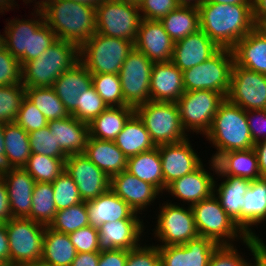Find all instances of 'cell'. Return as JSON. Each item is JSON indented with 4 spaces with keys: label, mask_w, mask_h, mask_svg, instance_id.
Wrapping results in <instances>:
<instances>
[{
    "label": "cell",
    "mask_w": 266,
    "mask_h": 266,
    "mask_svg": "<svg viewBox=\"0 0 266 266\" xmlns=\"http://www.w3.org/2000/svg\"><path fill=\"white\" fill-rule=\"evenodd\" d=\"M126 266H161V257L157 245L141 244L128 251Z\"/></svg>",
    "instance_id": "obj_52"
},
{
    "label": "cell",
    "mask_w": 266,
    "mask_h": 266,
    "mask_svg": "<svg viewBox=\"0 0 266 266\" xmlns=\"http://www.w3.org/2000/svg\"><path fill=\"white\" fill-rule=\"evenodd\" d=\"M138 7L142 19L160 21L178 5L176 0H143Z\"/></svg>",
    "instance_id": "obj_55"
},
{
    "label": "cell",
    "mask_w": 266,
    "mask_h": 266,
    "mask_svg": "<svg viewBox=\"0 0 266 266\" xmlns=\"http://www.w3.org/2000/svg\"><path fill=\"white\" fill-rule=\"evenodd\" d=\"M209 163V170L215 172L216 176H234L251 181L261 178L253 148L225 152L215 161L209 160Z\"/></svg>",
    "instance_id": "obj_27"
},
{
    "label": "cell",
    "mask_w": 266,
    "mask_h": 266,
    "mask_svg": "<svg viewBox=\"0 0 266 266\" xmlns=\"http://www.w3.org/2000/svg\"><path fill=\"white\" fill-rule=\"evenodd\" d=\"M204 136L217 149L210 158L213 161L225 152L254 147L246 111L226 98L220 104L211 127Z\"/></svg>",
    "instance_id": "obj_3"
},
{
    "label": "cell",
    "mask_w": 266,
    "mask_h": 266,
    "mask_svg": "<svg viewBox=\"0 0 266 266\" xmlns=\"http://www.w3.org/2000/svg\"><path fill=\"white\" fill-rule=\"evenodd\" d=\"M46 226L29 218H12L6 223L10 265L25 266L42 258Z\"/></svg>",
    "instance_id": "obj_9"
},
{
    "label": "cell",
    "mask_w": 266,
    "mask_h": 266,
    "mask_svg": "<svg viewBox=\"0 0 266 266\" xmlns=\"http://www.w3.org/2000/svg\"><path fill=\"white\" fill-rule=\"evenodd\" d=\"M154 62L133 48L119 70L124 106L136 109L150 101V78Z\"/></svg>",
    "instance_id": "obj_12"
},
{
    "label": "cell",
    "mask_w": 266,
    "mask_h": 266,
    "mask_svg": "<svg viewBox=\"0 0 266 266\" xmlns=\"http://www.w3.org/2000/svg\"><path fill=\"white\" fill-rule=\"evenodd\" d=\"M25 97L41 111L48 121L70 116L52 87L25 88Z\"/></svg>",
    "instance_id": "obj_40"
},
{
    "label": "cell",
    "mask_w": 266,
    "mask_h": 266,
    "mask_svg": "<svg viewBox=\"0 0 266 266\" xmlns=\"http://www.w3.org/2000/svg\"><path fill=\"white\" fill-rule=\"evenodd\" d=\"M100 252L77 253L70 266H98Z\"/></svg>",
    "instance_id": "obj_61"
},
{
    "label": "cell",
    "mask_w": 266,
    "mask_h": 266,
    "mask_svg": "<svg viewBox=\"0 0 266 266\" xmlns=\"http://www.w3.org/2000/svg\"><path fill=\"white\" fill-rule=\"evenodd\" d=\"M234 54L231 49H219L203 63L182 72L185 91L211 90L227 96Z\"/></svg>",
    "instance_id": "obj_7"
},
{
    "label": "cell",
    "mask_w": 266,
    "mask_h": 266,
    "mask_svg": "<svg viewBox=\"0 0 266 266\" xmlns=\"http://www.w3.org/2000/svg\"><path fill=\"white\" fill-rule=\"evenodd\" d=\"M78 98L77 109L71 115L85 123L89 124L108 108L93 86L84 93H81Z\"/></svg>",
    "instance_id": "obj_48"
},
{
    "label": "cell",
    "mask_w": 266,
    "mask_h": 266,
    "mask_svg": "<svg viewBox=\"0 0 266 266\" xmlns=\"http://www.w3.org/2000/svg\"><path fill=\"white\" fill-rule=\"evenodd\" d=\"M88 225L86 201H83L77 205L57 211L49 227L55 231L70 234Z\"/></svg>",
    "instance_id": "obj_43"
},
{
    "label": "cell",
    "mask_w": 266,
    "mask_h": 266,
    "mask_svg": "<svg viewBox=\"0 0 266 266\" xmlns=\"http://www.w3.org/2000/svg\"><path fill=\"white\" fill-rule=\"evenodd\" d=\"M131 4H135V5H140V3L143 1V0H125Z\"/></svg>",
    "instance_id": "obj_72"
},
{
    "label": "cell",
    "mask_w": 266,
    "mask_h": 266,
    "mask_svg": "<svg viewBox=\"0 0 266 266\" xmlns=\"http://www.w3.org/2000/svg\"><path fill=\"white\" fill-rule=\"evenodd\" d=\"M205 0H176L178 6L183 7H194L199 8V6L204 2Z\"/></svg>",
    "instance_id": "obj_65"
},
{
    "label": "cell",
    "mask_w": 266,
    "mask_h": 266,
    "mask_svg": "<svg viewBox=\"0 0 266 266\" xmlns=\"http://www.w3.org/2000/svg\"><path fill=\"white\" fill-rule=\"evenodd\" d=\"M48 127L67 156L85 152L90 137L88 123L70 115L63 119L48 121Z\"/></svg>",
    "instance_id": "obj_28"
},
{
    "label": "cell",
    "mask_w": 266,
    "mask_h": 266,
    "mask_svg": "<svg viewBox=\"0 0 266 266\" xmlns=\"http://www.w3.org/2000/svg\"><path fill=\"white\" fill-rule=\"evenodd\" d=\"M134 42L95 33L80 47V62L94 74H118Z\"/></svg>",
    "instance_id": "obj_5"
},
{
    "label": "cell",
    "mask_w": 266,
    "mask_h": 266,
    "mask_svg": "<svg viewBox=\"0 0 266 266\" xmlns=\"http://www.w3.org/2000/svg\"><path fill=\"white\" fill-rule=\"evenodd\" d=\"M56 212L52 183L36 182L32 194L30 219L49 226Z\"/></svg>",
    "instance_id": "obj_41"
},
{
    "label": "cell",
    "mask_w": 266,
    "mask_h": 266,
    "mask_svg": "<svg viewBox=\"0 0 266 266\" xmlns=\"http://www.w3.org/2000/svg\"><path fill=\"white\" fill-rule=\"evenodd\" d=\"M0 264L10 265V251L6 223H0Z\"/></svg>",
    "instance_id": "obj_60"
},
{
    "label": "cell",
    "mask_w": 266,
    "mask_h": 266,
    "mask_svg": "<svg viewBox=\"0 0 266 266\" xmlns=\"http://www.w3.org/2000/svg\"><path fill=\"white\" fill-rule=\"evenodd\" d=\"M134 113L135 109L129 106L108 107L89 123L90 137L114 141Z\"/></svg>",
    "instance_id": "obj_36"
},
{
    "label": "cell",
    "mask_w": 266,
    "mask_h": 266,
    "mask_svg": "<svg viewBox=\"0 0 266 266\" xmlns=\"http://www.w3.org/2000/svg\"><path fill=\"white\" fill-rule=\"evenodd\" d=\"M110 189L139 214L161 194L155 186L138 179L126 170L111 177Z\"/></svg>",
    "instance_id": "obj_20"
},
{
    "label": "cell",
    "mask_w": 266,
    "mask_h": 266,
    "mask_svg": "<svg viewBox=\"0 0 266 266\" xmlns=\"http://www.w3.org/2000/svg\"><path fill=\"white\" fill-rule=\"evenodd\" d=\"M92 86L108 107L124 106L121 80L118 74H94Z\"/></svg>",
    "instance_id": "obj_44"
},
{
    "label": "cell",
    "mask_w": 266,
    "mask_h": 266,
    "mask_svg": "<svg viewBox=\"0 0 266 266\" xmlns=\"http://www.w3.org/2000/svg\"><path fill=\"white\" fill-rule=\"evenodd\" d=\"M218 4H252V0H205Z\"/></svg>",
    "instance_id": "obj_66"
},
{
    "label": "cell",
    "mask_w": 266,
    "mask_h": 266,
    "mask_svg": "<svg viewBox=\"0 0 266 266\" xmlns=\"http://www.w3.org/2000/svg\"><path fill=\"white\" fill-rule=\"evenodd\" d=\"M234 244H220L211 255L209 266H245L248 262Z\"/></svg>",
    "instance_id": "obj_53"
},
{
    "label": "cell",
    "mask_w": 266,
    "mask_h": 266,
    "mask_svg": "<svg viewBox=\"0 0 266 266\" xmlns=\"http://www.w3.org/2000/svg\"><path fill=\"white\" fill-rule=\"evenodd\" d=\"M29 134V144L31 153L41 154L52 158H67L68 156L61 150L56 142L54 133H51L47 126L32 131Z\"/></svg>",
    "instance_id": "obj_47"
},
{
    "label": "cell",
    "mask_w": 266,
    "mask_h": 266,
    "mask_svg": "<svg viewBox=\"0 0 266 266\" xmlns=\"http://www.w3.org/2000/svg\"><path fill=\"white\" fill-rule=\"evenodd\" d=\"M5 169L23 168L31 155L29 134L16 122L4 124Z\"/></svg>",
    "instance_id": "obj_38"
},
{
    "label": "cell",
    "mask_w": 266,
    "mask_h": 266,
    "mask_svg": "<svg viewBox=\"0 0 266 266\" xmlns=\"http://www.w3.org/2000/svg\"><path fill=\"white\" fill-rule=\"evenodd\" d=\"M203 163L193 172L175 179L167 186L168 192L180 201L192 206L214 193V175L204 168Z\"/></svg>",
    "instance_id": "obj_24"
},
{
    "label": "cell",
    "mask_w": 266,
    "mask_h": 266,
    "mask_svg": "<svg viewBox=\"0 0 266 266\" xmlns=\"http://www.w3.org/2000/svg\"><path fill=\"white\" fill-rule=\"evenodd\" d=\"M255 26L261 28L266 23V0H252Z\"/></svg>",
    "instance_id": "obj_62"
},
{
    "label": "cell",
    "mask_w": 266,
    "mask_h": 266,
    "mask_svg": "<svg viewBox=\"0 0 266 266\" xmlns=\"http://www.w3.org/2000/svg\"><path fill=\"white\" fill-rule=\"evenodd\" d=\"M261 29L264 31V33L266 34V23L261 27Z\"/></svg>",
    "instance_id": "obj_73"
},
{
    "label": "cell",
    "mask_w": 266,
    "mask_h": 266,
    "mask_svg": "<svg viewBox=\"0 0 266 266\" xmlns=\"http://www.w3.org/2000/svg\"><path fill=\"white\" fill-rule=\"evenodd\" d=\"M65 171L74 180L83 201L95 199L110 189L111 178L84 154L69 155Z\"/></svg>",
    "instance_id": "obj_15"
},
{
    "label": "cell",
    "mask_w": 266,
    "mask_h": 266,
    "mask_svg": "<svg viewBox=\"0 0 266 266\" xmlns=\"http://www.w3.org/2000/svg\"><path fill=\"white\" fill-rule=\"evenodd\" d=\"M200 30L220 49H233L256 26L252 4H218L204 1L199 6Z\"/></svg>",
    "instance_id": "obj_1"
},
{
    "label": "cell",
    "mask_w": 266,
    "mask_h": 266,
    "mask_svg": "<svg viewBox=\"0 0 266 266\" xmlns=\"http://www.w3.org/2000/svg\"><path fill=\"white\" fill-rule=\"evenodd\" d=\"M189 138L184 141L158 146L161 157L164 184L168 186L175 179L196 170L203 162L192 148Z\"/></svg>",
    "instance_id": "obj_17"
},
{
    "label": "cell",
    "mask_w": 266,
    "mask_h": 266,
    "mask_svg": "<svg viewBox=\"0 0 266 266\" xmlns=\"http://www.w3.org/2000/svg\"><path fill=\"white\" fill-rule=\"evenodd\" d=\"M89 225L99 228L107 222L121 219H139L138 213L111 189L95 199L86 201Z\"/></svg>",
    "instance_id": "obj_26"
},
{
    "label": "cell",
    "mask_w": 266,
    "mask_h": 266,
    "mask_svg": "<svg viewBox=\"0 0 266 266\" xmlns=\"http://www.w3.org/2000/svg\"><path fill=\"white\" fill-rule=\"evenodd\" d=\"M52 187L57 211L83 202L79 195L77 185L66 171H63L58 178L52 182Z\"/></svg>",
    "instance_id": "obj_46"
},
{
    "label": "cell",
    "mask_w": 266,
    "mask_h": 266,
    "mask_svg": "<svg viewBox=\"0 0 266 266\" xmlns=\"http://www.w3.org/2000/svg\"><path fill=\"white\" fill-rule=\"evenodd\" d=\"M144 227L143 219H121L102 224L98 228L100 252L136 248L141 243Z\"/></svg>",
    "instance_id": "obj_19"
},
{
    "label": "cell",
    "mask_w": 266,
    "mask_h": 266,
    "mask_svg": "<svg viewBox=\"0 0 266 266\" xmlns=\"http://www.w3.org/2000/svg\"><path fill=\"white\" fill-rule=\"evenodd\" d=\"M36 13V16H35ZM32 16H37L36 19H12L8 20V23L5 27V48L13 55L16 59L19 60L21 66L30 61V42H31V33H34L36 29L44 22V16L40 9L34 10V13H31ZM34 14V15H33Z\"/></svg>",
    "instance_id": "obj_25"
},
{
    "label": "cell",
    "mask_w": 266,
    "mask_h": 266,
    "mask_svg": "<svg viewBox=\"0 0 266 266\" xmlns=\"http://www.w3.org/2000/svg\"><path fill=\"white\" fill-rule=\"evenodd\" d=\"M142 18L138 5L104 0L96 6V32L135 42Z\"/></svg>",
    "instance_id": "obj_10"
},
{
    "label": "cell",
    "mask_w": 266,
    "mask_h": 266,
    "mask_svg": "<svg viewBox=\"0 0 266 266\" xmlns=\"http://www.w3.org/2000/svg\"><path fill=\"white\" fill-rule=\"evenodd\" d=\"M22 66L5 48L0 51V86L21 84Z\"/></svg>",
    "instance_id": "obj_50"
},
{
    "label": "cell",
    "mask_w": 266,
    "mask_h": 266,
    "mask_svg": "<svg viewBox=\"0 0 266 266\" xmlns=\"http://www.w3.org/2000/svg\"><path fill=\"white\" fill-rule=\"evenodd\" d=\"M218 245L210 238L198 236L185 244L158 246L161 266H209Z\"/></svg>",
    "instance_id": "obj_16"
},
{
    "label": "cell",
    "mask_w": 266,
    "mask_h": 266,
    "mask_svg": "<svg viewBox=\"0 0 266 266\" xmlns=\"http://www.w3.org/2000/svg\"><path fill=\"white\" fill-rule=\"evenodd\" d=\"M226 99L245 111L266 109V75L234 62Z\"/></svg>",
    "instance_id": "obj_14"
},
{
    "label": "cell",
    "mask_w": 266,
    "mask_h": 266,
    "mask_svg": "<svg viewBox=\"0 0 266 266\" xmlns=\"http://www.w3.org/2000/svg\"><path fill=\"white\" fill-rule=\"evenodd\" d=\"M15 3H16L15 0H0V13L2 12L4 13V10L9 11L10 9H12V7L14 9V7L17 5Z\"/></svg>",
    "instance_id": "obj_67"
},
{
    "label": "cell",
    "mask_w": 266,
    "mask_h": 266,
    "mask_svg": "<svg viewBox=\"0 0 266 266\" xmlns=\"http://www.w3.org/2000/svg\"><path fill=\"white\" fill-rule=\"evenodd\" d=\"M33 1H36V0H32V1L31 0H23V2H25L27 4L30 3V2H33ZM49 1H51V0L37 1V2L34 3L36 6H34L33 8L40 9L42 6H44Z\"/></svg>",
    "instance_id": "obj_69"
},
{
    "label": "cell",
    "mask_w": 266,
    "mask_h": 266,
    "mask_svg": "<svg viewBox=\"0 0 266 266\" xmlns=\"http://www.w3.org/2000/svg\"><path fill=\"white\" fill-rule=\"evenodd\" d=\"M191 208L199 236L210 238L219 245L233 244L237 239L241 238L243 241L248 237L226 214L214 194L192 205Z\"/></svg>",
    "instance_id": "obj_8"
},
{
    "label": "cell",
    "mask_w": 266,
    "mask_h": 266,
    "mask_svg": "<svg viewBox=\"0 0 266 266\" xmlns=\"http://www.w3.org/2000/svg\"><path fill=\"white\" fill-rule=\"evenodd\" d=\"M80 62V47L58 39L38 58L22 65L21 84L29 87H52L65 71Z\"/></svg>",
    "instance_id": "obj_4"
},
{
    "label": "cell",
    "mask_w": 266,
    "mask_h": 266,
    "mask_svg": "<svg viewBox=\"0 0 266 266\" xmlns=\"http://www.w3.org/2000/svg\"><path fill=\"white\" fill-rule=\"evenodd\" d=\"M76 254L69 234L55 231L46 226L41 262L51 266H70Z\"/></svg>",
    "instance_id": "obj_37"
},
{
    "label": "cell",
    "mask_w": 266,
    "mask_h": 266,
    "mask_svg": "<svg viewBox=\"0 0 266 266\" xmlns=\"http://www.w3.org/2000/svg\"><path fill=\"white\" fill-rule=\"evenodd\" d=\"M92 86V74L78 62L73 68L62 73L52 88L71 115L77 109L78 97Z\"/></svg>",
    "instance_id": "obj_29"
},
{
    "label": "cell",
    "mask_w": 266,
    "mask_h": 266,
    "mask_svg": "<svg viewBox=\"0 0 266 266\" xmlns=\"http://www.w3.org/2000/svg\"><path fill=\"white\" fill-rule=\"evenodd\" d=\"M253 149L257 156L261 177H266V140L255 143Z\"/></svg>",
    "instance_id": "obj_63"
},
{
    "label": "cell",
    "mask_w": 266,
    "mask_h": 266,
    "mask_svg": "<svg viewBox=\"0 0 266 266\" xmlns=\"http://www.w3.org/2000/svg\"><path fill=\"white\" fill-rule=\"evenodd\" d=\"M155 146L184 141L188 133L182 127L176 102L148 101L135 109Z\"/></svg>",
    "instance_id": "obj_6"
},
{
    "label": "cell",
    "mask_w": 266,
    "mask_h": 266,
    "mask_svg": "<svg viewBox=\"0 0 266 266\" xmlns=\"http://www.w3.org/2000/svg\"><path fill=\"white\" fill-rule=\"evenodd\" d=\"M232 51L237 65L266 75V34L261 28L251 30Z\"/></svg>",
    "instance_id": "obj_30"
},
{
    "label": "cell",
    "mask_w": 266,
    "mask_h": 266,
    "mask_svg": "<svg viewBox=\"0 0 266 266\" xmlns=\"http://www.w3.org/2000/svg\"><path fill=\"white\" fill-rule=\"evenodd\" d=\"M127 255L124 249L100 252L98 266H126Z\"/></svg>",
    "instance_id": "obj_58"
},
{
    "label": "cell",
    "mask_w": 266,
    "mask_h": 266,
    "mask_svg": "<svg viewBox=\"0 0 266 266\" xmlns=\"http://www.w3.org/2000/svg\"><path fill=\"white\" fill-rule=\"evenodd\" d=\"M224 100L221 93L211 90L185 91L176 101L183 129L205 135Z\"/></svg>",
    "instance_id": "obj_11"
},
{
    "label": "cell",
    "mask_w": 266,
    "mask_h": 266,
    "mask_svg": "<svg viewBox=\"0 0 266 266\" xmlns=\"http://www.w3.org/2000/svg\"><path fill=\"white\" fill-rule=\"evenodd\" d=\"M3 49H5V37L4 34H0V51H2Z\"/></svg>",
    "instance_id": "obj_70"
},
{
    "label": "cell",
    "mask_w": 266,
    "mask_h": 266,
    "mask_svg": "<svg viewBox=\"0 0 266 266\" xmlns=\"http://www.w3.org/2000/svg\"><path fill=\"white\" fill-rule=\"evenodd\" d=\"M246 117L253 143L266 140V109L248 110Z\"/></svg>",
    "instance_id": "obj_56"
},
{
    "label": "cell",
    "mask_w": 266,
    "mask_h": 266,
    "mask_svg": "<svg viewBox=\"0 0 266 266\" xmlns=\"http://www.w3.org/2000/svg\"><path fill=\"white\" fill-rule=\"evenodd\" d=\"M15 122L27 133L48 125L47 118L26 97L22 100Z\"/></svg>",
    "instance_id": "obj_49"
},
{
    "label": "cell",
    "mask_w": 266,
    "mask_h": 266,
    "mask_svg": "<svg viewBox=\"0 0 266 266\" xmlns=\"http://www.w3.org/2000/svg\"><path fill=\"white\" fill-rule=\"evenodd\" d=\"M83 154L110 178L126 170L128 158L114 141L89 137Z\"/></svg>",
    "instance_id": "obj_32"
},
{
    "label": "cell",
    "mask_w": 266,
    "mask_h": 266,
    "mask_svg": "<svg viewBox=\"0 0 266 266\" xmlns=\"http://www.w3.org/2000/svg\"><path fill=\"white\" fill-rule=\"evenodd\" d=\"M160 22L175 43L200 29L199 9L178 6L163 17Z\"/></svg>",
    "instance_id": "obj_39"
},
{
    "label": "cell",
    "mask_w": 266,
    "mask_h": 266,
    "mask_svg": "<svg viewBox=\"0 0 266 266\" xmlns=\"http://www.w3.org/2000/svg\"><path fill=\"white\" fill-rule=\"evenodd\" d=\"M114 142L127 158L156 147L143 121L136 113L128 119Z\"/></svg>",
    "instance_id": "obj_35"
},
{
    "label": "cell",
    "mask_w": 266,
    "mask_h": 266,
    "mask_svg": "<svg viewBox=\"0 0 266 266\" xmlns=\"http://www.w3.org/2000/svg\"><path fill=\"white\" fill-rule=\"evenodd\" d=\"M243 244H246L255 260L253 264L248 261L245 266H266V245L262 238L248 236Z\"/></svg>",
    "instance_id": "obj_57"
},
{
    "label": "cell",
    "mask_w": 266,
    "mask_h": 266,
    "mask_svg": "<svg viewBox=\"0 0 266 266\" xmlns=\"http://www.w3.org/2000/svg\"><path fill=\"white\" fill-rule=\"evenodd\" d=\"M182 71L172 61L154 63L150 78V100L176 102L184 94Z\"/></svg>",
    "instance_id": "obj_23"
},
{
    "label": "cell",
    "mask_w": 266,
    "mask_h": 266,
    "mask_svg": "<svg viewBox=\"0 0 266 266\" xmlns=\"http://www.w3.org/2000/svg\"><path fill=\"white\" fill-rule=\"evenodd\" d=\"M24 98L25 87L22 84L0 86V123L15 122Z\"/></svg>",
    "instance_id": "obj_45"
},
{
    "label": "cell",
    "mask_w": 266,
    "mask_h": 266,
    "mask_svg": "<svg viewBox=\"0 0 266 266\" xmlns=\"http://www.w3.org/2000/svg\"><path fill=\"white\" fill-rule=\"evenodd\" d=\"M160 205L154 238L158 237L157 240L162 244L157 246L185 244L199 236L191 206L185 208L181 204L180 207L179 203L176 205L168 201Z\"/></svg>",
    "instance_id": "obj_13"
},
{
    "label": "cell",
    "mask_w": 266,
    "mask_h": 266,
    "mask_svg": "<svg viewBox=\"0 0 266 266\" xmlns=\"http://www.w3.org/2000/svg\"><path fill=\"white\" fill-rule=\"evenodd\" d=\"M244 199L243 232L250 237H259L251 226L266 221V177L252 180Z\"/></svg>",
    "instance_id": "obj_33"
},
{
    "label": "cell",
    "mask_w": 266,
    "mask_h": 266,
    "mask_svg": "<svg viewBox=\"0 0 266 266\" xmlns=\"http://www.w3.org/2000/svg\"><path fill=\"white\" fill-rule=\"evenodd\" d=\"M65 159L31 153L23 168L33 177L35 182L52 183L65 171Z\"/></svg>",
    "instance_id": "obj_42"
},
{
    "label": "cell",
    "mask_w": 266,
    "mask_h": 266,
    "mask_svg": "<svg viewBox=\"0 0 266 266\" xmlns=\"http://www.w3.org/2000/svg\"><path fill=\"white\" fill-rule=\"evenodd\" d=\"M134 48L154 63L167 62L172 60L174 42L159 20L142 19Z\"/></svg>",
    "instance_id": "obj_18"
},
{
    "label": "cell",
    "mask_w": 266,
    "mask_h": 266,
    "mask_svg": "<svg viewBox=\"0 0 266 266\" xmlns=\"http://www.w3.org/2000/svg\"><path fill=\"white\" fill-rule=\"evenodd\" d=\"M10 219H12V214L9 206L7 187L4 179L0 175V223H7Z\"/></svg>",
    "instance_id": "obj_59"
},
{
    "label": "cell",
    "mask_w": 266,
    "mask_h": 266,
    "mask_svg": "<svg viewBox=\"0 0 266 266\" xmlns=\"http://www.w3.org/2000/svg\"><path fill=\"white\" fill-rule=\"evenodd\" d=\"M40 10L60 40L81 47L96 33V7L70 0H51Z\"/></svg>",
    "instance_id": "obj_2"
},
{
    "label": "cell",
    "mask_w": 266,
    "mask_h": 266,
    "mask_svg": "<svg viewBox=\"0 0 266 266\" xmlns=\"http://www.w3.org/2000/svg\"><path fill=\"white\" fill-rule=\"evenodd\" d=\"M57 40L55 33L44 21L34 33H31L30 60L38 58Z\"/></svg>",
    "instance_id": "obj_54"
},
{
    "label": "cell",
    "mask_w": 266,
    "mask_h": 266,
    "mask_svg": "<svg viewBox=\"0 0 266 266\" xmlns=\"http://www.w3.org/2000/svg\"><path fill=\"white\" fill-rule=\"evenodd\" d=\"M5 181L12 218H29L35 180L24 168L0 170Z\"/></svg>",
    "instance_id": "obj_21"
},
{
    "label": "cell",
    "mask_w": 266,
    "mask_h": 266,
    "mask_svg": "<svg viewBox=\"0 0 266 266\" xmlns=\"http://www.w3.org/2000/svg\"><path fill=\"white\" fill-rule=\"evenodd\" d=\"M25 266H51V265H47L43 262H38V263H32V264H28V265H25Z\"/></svg>",
    "instance_id": "obj_71"
},
{
    "label": "cell",
    "mask_w": 266,
    "mask_h": 266,
    "mask_svg": "<svg viewBox=\"0 0 266 266\" xmlns=\"http://www.w3.org/2000/svg\"><path fill=\"white\" fill-rule=\"evenodd\" d=\"M126 171L155 186L161 193L167 189L164 184L158 146L128 158Z\"/></svg>",
    "instance_id": "obj_34"
},
{
    "label": "cell",
    "mask_w": 266,
    "mask_h": 266,
    "mask_svg": "<svg viewBox=\"0 0 266 266\" xmlns=\"http://www.w3.org/2000/svg\"><path fill=\"white\" fill-rule=\"evenodd\" d=\"M5 169L4 124L0 123V170Z\"/></svg>",
    "instance_id": "obj_64"
},
{
    "label": "cell",
    "mask_w": 266,
    "mask_h": 266,
    "mask_svg": "<svg viewBox=\"0 0 266 266\" xmlns=\"http://www.w3.org/2000/svg\"><path fill=\"white\" fill-rule=\"evenodd\" d=\"M220 48L202 31L174 43L172 62L182 72L212 57Z\"/></svg>",
    "instance_id": "obj_22"
},
{
    "label": "cell",
    "mask_w": 266,
    "mask_h": 266,
    "mask_svg": "<svg viewBox=\"0 0 266 266\" xmlns=\"http://www.w3.org/2000/svg\"><path fill=\"white\" fill-rule=\"evenodd\" d=\"M218 177H225V180L219 185L217 181H214L213 194L219 200L226 214L232 218L243 231V201L245 200L244 195L251 185V180L234 176Z\"/></svg>",
    "instance_id": "obj_31"
},
{
    "label": "cell",
    "mask_w": 266,
    "mask_h": 266,
    "mask_svg": "<svg viewBox=\"0 0 266 266\" xmlns=\"http://www.w3.org/2000/svg\"><path fill=\"white\" fill-rule=\"evenodd\" d=\"M69 237L77 253L100 252L98 228L88 225L70 233Z\"/></svg>",
    "instance_id": "obj_51"
},
{
    "label": "cell",
    "mask_w": 266,
    "mask_h": 266,
    "mask_svg": "<svg viewBox=\"0 0 266 266\" xmlns=\"http://www.w3.org/2000/svg\"><path fill=\"white\" fill-rule=\"evenodd\" d=\"M70 1L80 2V3H84V4H88L90 6L96 7L97 5L102 3L104 0H70Z\"/></svg>",
    "instance_id": "obj_68"
}]
</instances>
